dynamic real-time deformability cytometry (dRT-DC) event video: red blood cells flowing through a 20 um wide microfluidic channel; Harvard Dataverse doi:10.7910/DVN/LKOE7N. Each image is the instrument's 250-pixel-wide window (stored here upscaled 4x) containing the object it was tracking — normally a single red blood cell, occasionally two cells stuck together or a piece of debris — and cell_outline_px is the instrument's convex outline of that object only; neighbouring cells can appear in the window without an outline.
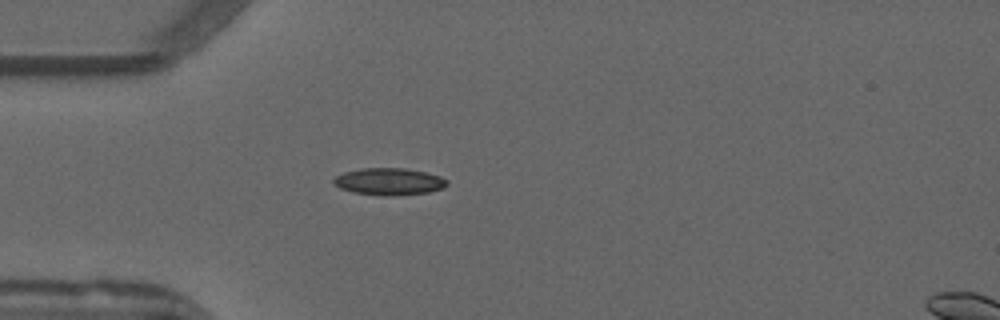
{"species": "common noctule bat (a hibernating species)", "species_latin": "Nyctalus noctula", "temperature_condition": "warm", "stored_images_in_passage": 52, "camera_frame_rate_fps": 3000, "um_per_image_px": 0.085, "animal": {"sex": "male", "forearm_length_mm": 52.5}, "frame": {"image": 1, "passage_image": 15, "time_ms": 4.667, "image_size_px": [1000, 320], "cell_outline_px": [[448, 184], [444, 188], [428, 192], [388, 196], [384, 196], [356, 192], [340, 188], [332, 184], [332, 180], [336, 176], [344, 172], [360, 168], [404, 168], [424, 172], [440, 176], [448, 180]], "centroid_in_image_um": [33.06, 15.42], "position_along_channel_um": 51.9, "area_um2": 17.8}}
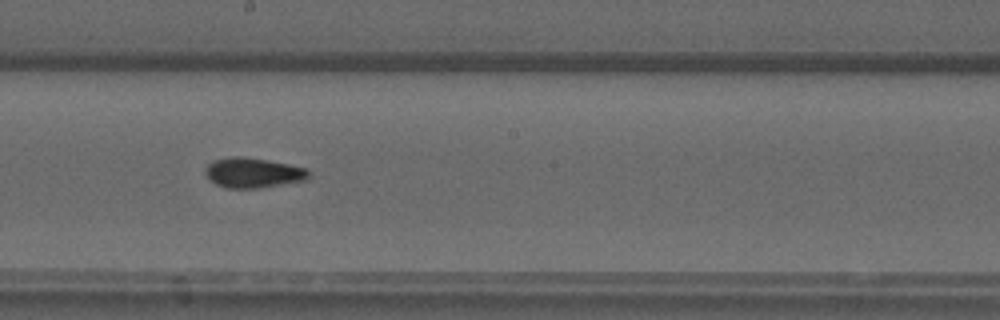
{"frame": {"image": 2, "passage_image": 29, "time_ms": 9.333, "image_size_px": [1000, 320], "cell_outline_px": [[308, 176], [304, 180], [260, 188], [228, 188], [216, 184], [208, 180], [204, 172], [204, 168], [212, 160], [232, 156], [244, 156], [268, 160], [308, 168]], "centroid_in_image_um": [21.44, 14.67], "position_along_channel_um": 226.8, "area_um2": 18.21}}
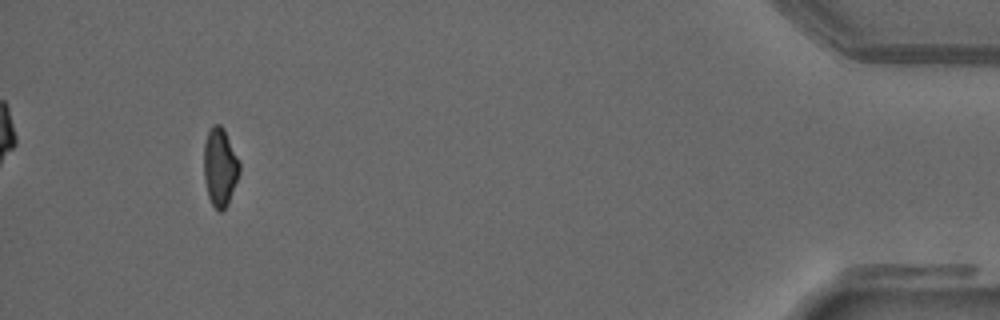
{"frame": {"image": 3, "passage_image": 49, "time_ms": 16.0, "image_size_px": [1000, 320], "cell_outline_px": [[240, 172], [228, 204], [220, 212], [212, 204], [208, 196], [204, 176], [204, 144], [208, 132], [216, 124], [220, 124], [224, 128], [240, 164]], "centroid_in_image_um": [18.7, 14.21], "position_along_channel_um": 416.5, "area_um2": 16.01}, "authors_computed_cell_mechanics": {"area_um2": 17.0799, "velocity_mm_per_s": 3.9319, "shape_relaxation_time_tau1_ms": null, "shape_relaxation_time_tau2_ms": 4.0853, "deformation_change_tau1": null, "deformation_change_tau2": 0.0849}}